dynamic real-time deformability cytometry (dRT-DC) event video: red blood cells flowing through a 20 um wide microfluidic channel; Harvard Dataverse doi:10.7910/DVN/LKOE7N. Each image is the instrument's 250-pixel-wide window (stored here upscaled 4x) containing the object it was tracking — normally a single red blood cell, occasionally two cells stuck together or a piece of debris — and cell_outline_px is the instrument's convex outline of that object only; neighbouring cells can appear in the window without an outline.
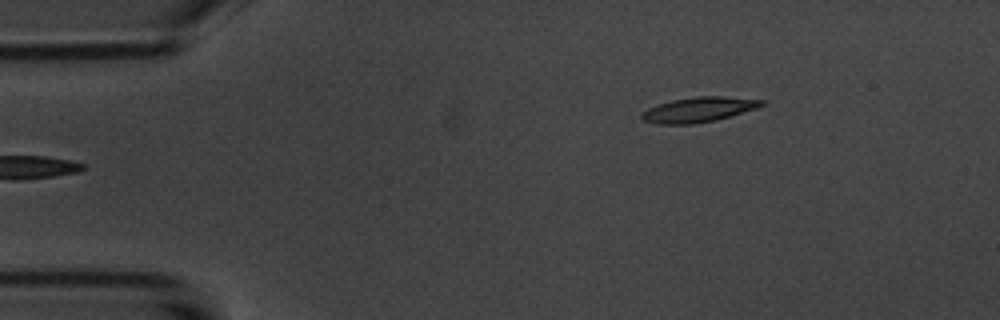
{"species": "common noctule bat (a hibernating species)", "species_latin": "Nyctalus noctula", "temperature_condition": "room temperature", "stored_images_in_passage": 47, "camera_frame_rate_fps": 3000, "um_per_image_px": 0.085, "animal": {"sex": "male", "body_mass_g": 20.1, "forearm_length_mm": 53.5}, "frame": {"image": 1, "passage_image": 1, "time_ms": 0.0, "image_size_px": [1000, 320], "cell_outline_px": [[764, 104], [756, 108], [716, 120], [692, 124], [660, 124], [644, 120], [640, 116], [648, 108], [672, 100], [696, 96], [724, 96], [764, 100]], "centroid_in_image_um": [59.4, 9.31], "position_along_channel_um": 25.6, "area_um2": 17.17}}
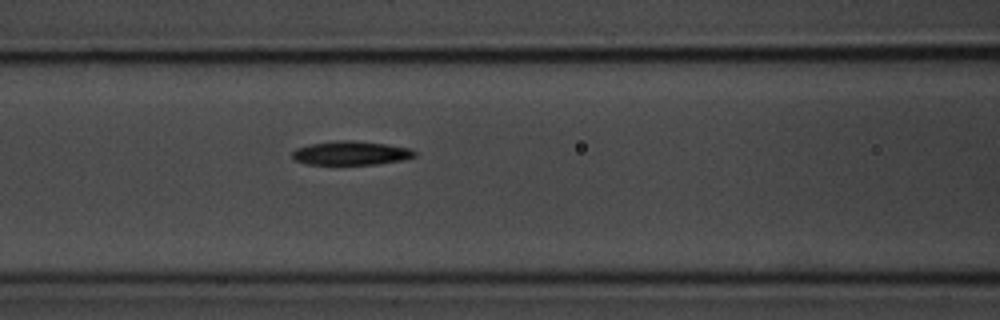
{"frame": {"image": 2, "passage_image": 15, "time_ms": 4.667, "image_size_px": [1000, 320], "cell_outline_px": [[416, 156], [408, 160], [376, 164], [308, 164], [296, 160], [292, 156], [292, 152], [296, 148], [308, 144], [336, 140], [352, 140], [388, 144], [408, 148], [416, 152]], "centroid_in_image_um": [29.87, 13.0], "position_along_channel_um": 136.7, "area_um2": 17.17}}
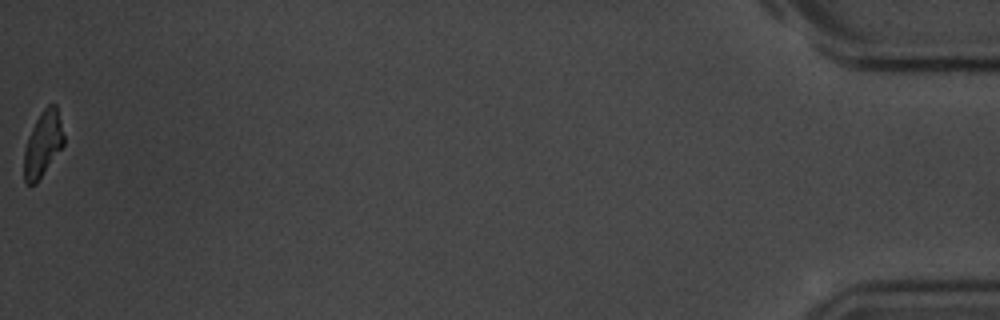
{"frame": {"image": 3, "passage_image": 47, "time_ms": 15.333, "image_size_px": [1000, 320], "cell_outline_px": [[64, 144], [36, 184], [28, 184], [24, 180], [24, 152], [28, 136], [40, 112], [48, 104], [56, 104], [64, 136]], "centroid_in_image_um": [3.64, 12.23], "position_along_channel_um": 431.6, "area_um2": 14.97}, "authors_computed_cell_mechanics": {"area_um2": 17.1666, "velocity_mm_per_s": 3.7009, "shape_relaxation_time_tau1_ms": 2.9315, "shape_relaxation_time_tau2_ms": null, "deformation_change_tau1": 0.155, "deformation_change_tau2": null}}